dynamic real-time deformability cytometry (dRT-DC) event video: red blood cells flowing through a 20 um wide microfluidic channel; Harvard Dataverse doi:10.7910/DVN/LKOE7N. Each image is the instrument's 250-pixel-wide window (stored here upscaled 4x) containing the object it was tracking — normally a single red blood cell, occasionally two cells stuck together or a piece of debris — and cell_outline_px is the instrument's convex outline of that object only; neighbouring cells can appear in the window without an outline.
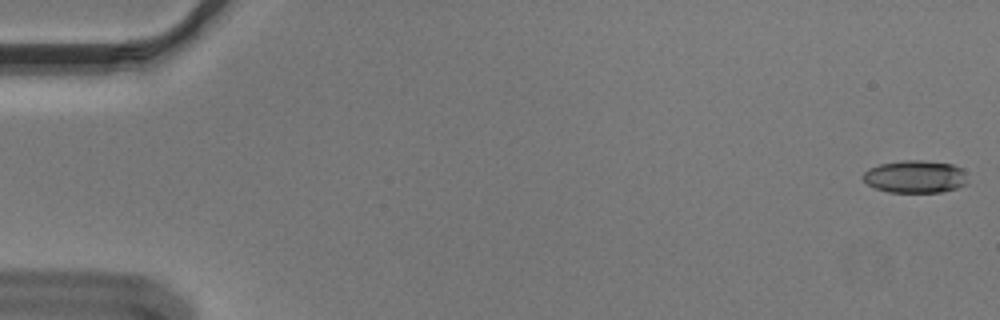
{"species": "Egyptian fruit bat (a non-hibernating species)", "species_latin": "Rousettus aegyptiacus", "temperature_condition": "cold", "stored_images_in_passage": 55, "camera_frame_rate_fps": 3000, "um_per_image_px": 0.085, "animal": {"sex": "male"}, "frame": {"image": 1, "passage_image": 1, "time_ms": 0.0, "image_size_px": [1000, 320], "cell_outline_px": [[968, 184], [956, 188], [940, 192], [888, 192], [876, 188], [868, 184], [864, 180], [864, 172], [868, 168], [880, 164], [904, 160], [920, 160], [952, 164], [960, 168], [964, 172]], "centroid_in_image_um": [77.8, 15.01], "position_along_channel_um": 7.2, "area_um2": 19.71}}
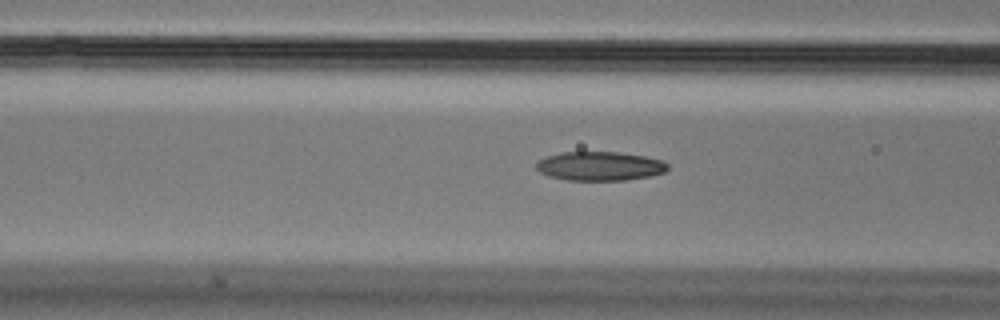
{"frame": {"image": 2, "passage_image": 22, "time_ms": 7.0, "image_size_px": [1000, 320], "cell_outline_px": [[668, 168], [664, 172], [652, 176], [624, 180], [568, 180], [548, 176], [540, 172], [536, 168], [536, 164], [540, 160], [548, 156], [560, 152], [620, 152], [644, 156], [660, 160], [668, 164]], "centroid_in_image_um": [50.99, 14.12], "position_along_channel_um": 115.6, "area_um2": 22.14}}
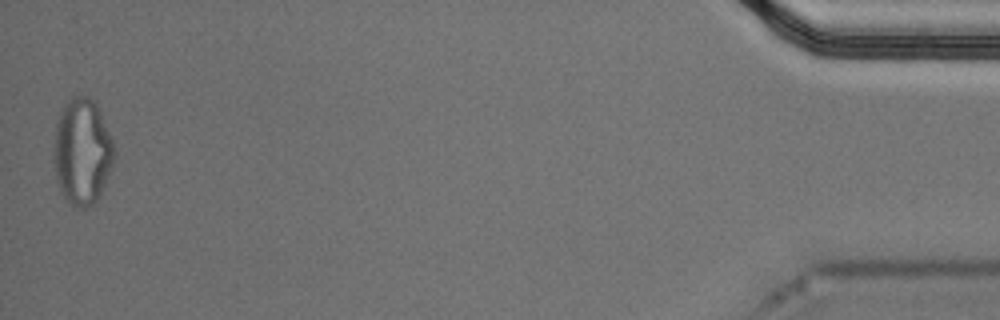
{"frame": {"image": 3, "passage_image": 55, "time_ms": 18.0, "image_size_px": [1000, 320], "cell_outline_px": [[116, 156], [112, 168], [104, 188], [96, 200], [92, 204], [84, 208], [76, 208], [68, 204], [60, 192], [56, 176], [52, 156], [52, 152], [56, 124], [60, 112], [64, 104], [72, 96], [88, 96], [96, 104], [116, 148]], "centroid_in_image_um": [6.98, 12.92], "position_along_channel_um": 428.2, "area_um2": 38.03}, "authors_computed_cell_mechanics": {"area_um2": 22.0796, "velocity_mm_per_s": 3.6395, "shape_relaxation_time_tau1_ms": null, "shape_relaxation_time_tau2_ms": 5.7617, "deformation_change_tau1": null, "deformation_change_tau2": 0.1516}}